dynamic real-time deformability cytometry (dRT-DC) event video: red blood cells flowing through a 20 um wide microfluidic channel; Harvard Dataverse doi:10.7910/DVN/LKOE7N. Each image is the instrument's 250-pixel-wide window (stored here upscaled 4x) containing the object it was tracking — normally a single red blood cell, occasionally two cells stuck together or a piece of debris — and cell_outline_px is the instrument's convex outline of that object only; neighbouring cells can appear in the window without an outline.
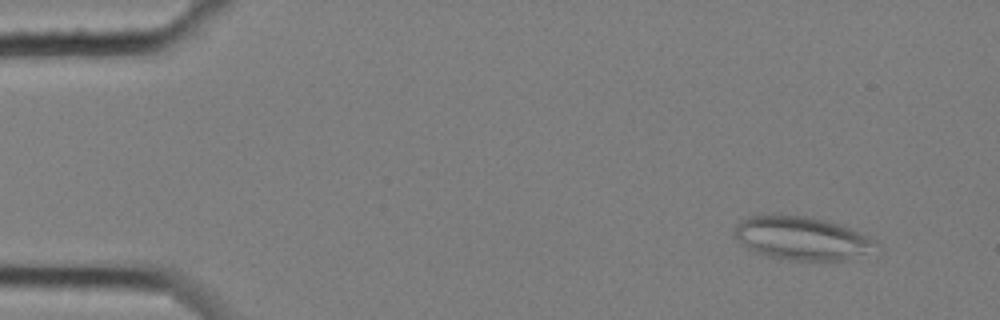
{"species": "common noctule bat (a hibernating species)", "species_latin": "Nyctalus noctula", "temperature_condition": "cold", "stored_images_in_passage": 5, "camera_frame_rate_fps": 3000, "um_per_image_px": 0.085, "animal": {"sex": "female", "body_mass_g": 25.1}, "frame": {"image": 1, "passage_image": 2, "time_ms": 0.333, "image_size_px": [1000, 320], "cell_outline_px": [[880, 244], [864, 252], [844, 260], [788, 260], [768, 256], [756, 252], [744, 244], [732, 232], [732, 228], [740, 220], [748, 216], [772, 212], [780, 212], [812, 216], [828, 220], [840, 224], [860, 232], [868, 236]], "centroid_in_image_um": [68.07, 20.17], "position_along_channel_um": 16.9, "area_um2": 36.18}}